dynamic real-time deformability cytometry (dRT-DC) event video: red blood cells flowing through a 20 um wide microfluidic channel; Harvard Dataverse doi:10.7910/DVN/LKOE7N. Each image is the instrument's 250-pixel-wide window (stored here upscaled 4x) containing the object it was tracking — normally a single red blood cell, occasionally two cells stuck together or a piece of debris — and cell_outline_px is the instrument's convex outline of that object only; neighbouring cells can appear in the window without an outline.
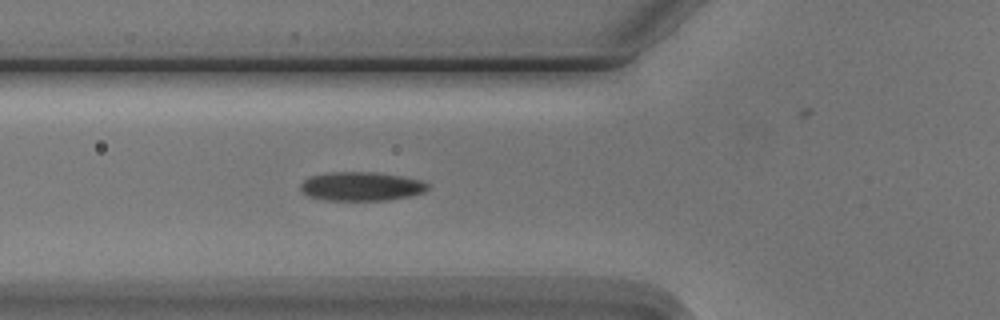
{"species": "Egyptian fruit bat (a non-hibernating species)", "species_latin": "Rousettus aegyptiacus", "temperature_condition": "cold", "stored_images_in_passage": 4, "segment_of_instrument_passage": [1, 2], "camera_frame_rate_fps": 3000, "um_per_image_px": 0.085, "animal": {"sex": "male"}, "frame": {"image": 1, "passage_image": 2, "time_ms": 1.0, "image_size_px": [1000, 320], "cell_outline_px": [[428, 188], [424, 192], [408, 196], [388, 200], [324, 200], [308, 196], [300, 188], [300, 184], [308, 176], [328, 172], [372, 172], [400, 176], [420, 180], [428, 184]], "centroid_in_image_um": [30.66, 15.84], "position_along_channel_um": 95.1, "area_um2": 21.33}}